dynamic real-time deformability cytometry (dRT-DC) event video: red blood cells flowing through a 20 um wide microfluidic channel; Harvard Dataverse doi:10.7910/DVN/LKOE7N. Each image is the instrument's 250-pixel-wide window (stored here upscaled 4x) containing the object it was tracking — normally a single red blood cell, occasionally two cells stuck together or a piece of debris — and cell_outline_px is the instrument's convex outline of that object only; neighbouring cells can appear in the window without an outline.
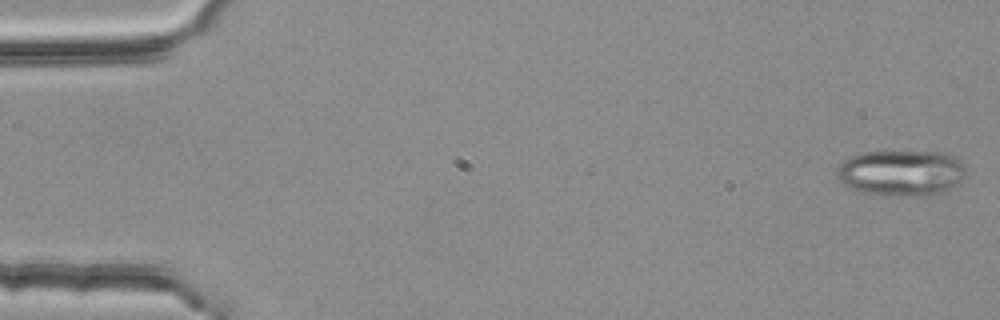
{"species": "common noctule bat (a hibernating species)", "species_latin": "Nyctalus noctula", "temperature_condition": "room temperature", "stored_images_in_passage": 5, "camera_frame_rate_fps": 3000, "um_per_image_px": 0.085, "animal": {"sex": "female", "body_mass_g": 25.1}, "frame": {"image": 1, "passage_image": 1, "time_ms": 0.0, "image_size_px": [1000, 320], "cell_outline_px": [[964, 176], [956, 184], [944, 192], [932, 196], [904, 196], [864, 192], [848, 188], [836, 176], [836, 172], [840, 164], [848, 156], [864, 152], [944, 152], [956, 156], [960, 160], [964, 168]], "centroid_in_image_um": [76.6, 14.69], "position_along_channel_um": 8.4, "area_um2": 34.56}}